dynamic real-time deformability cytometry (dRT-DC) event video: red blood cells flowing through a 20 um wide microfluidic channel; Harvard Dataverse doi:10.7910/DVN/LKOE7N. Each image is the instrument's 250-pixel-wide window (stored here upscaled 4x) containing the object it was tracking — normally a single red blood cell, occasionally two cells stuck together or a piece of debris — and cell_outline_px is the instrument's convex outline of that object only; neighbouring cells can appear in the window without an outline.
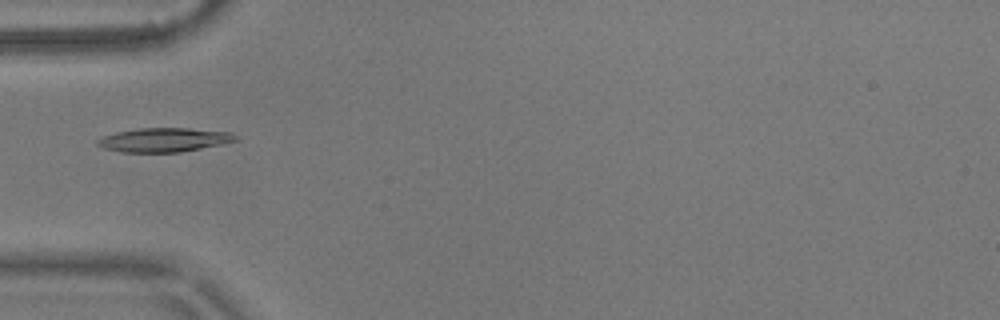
{"species": "common noctule bat (a hibernating species)", "species_latin": "Nyctalus noctula", "temperature_condition": "warm", "stored_images_in_passage": 3, "camera_frame_rate_fps": 3000, "um_per_image_px": 0.085, "animal": {"sex": "male", "body_mass_g": 17.9}, "frame": {"image": 1, "passage_image": 3, "time_ms": 0.667, "image_size_px": [1000, 320], "cell_outline_px": [[236, 140], [220, 144], [180, 152], [124, 152], [104, 148], [96, 144], [96, 140], [104, 136], [116, 132], [140, 128], [188, 128], [232, 132], [236, 136]], "centroid_in_image_um": [13.92, 11.88], "position_along_channel_um": 71.1, "area_um2": 19.07}}